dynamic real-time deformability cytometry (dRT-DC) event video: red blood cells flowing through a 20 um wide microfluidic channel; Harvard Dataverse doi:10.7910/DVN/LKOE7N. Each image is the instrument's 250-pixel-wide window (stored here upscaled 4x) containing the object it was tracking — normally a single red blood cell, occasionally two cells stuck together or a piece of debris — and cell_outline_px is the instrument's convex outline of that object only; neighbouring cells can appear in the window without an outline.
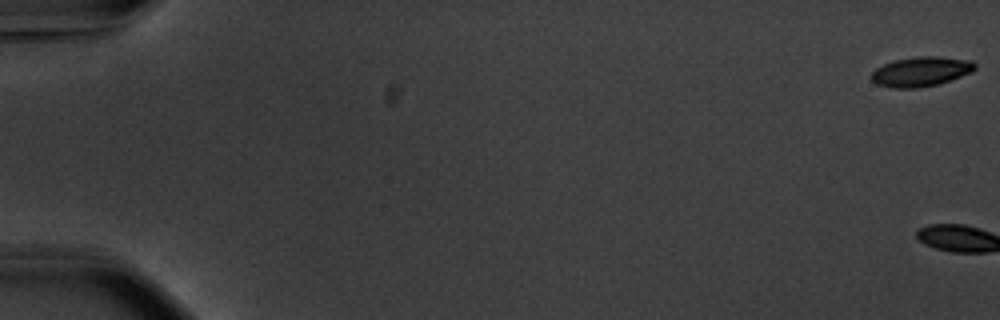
{"species": "common noctule bat (a hibernating species)", "species_latin": "Nyctalus noctula", "temperature_condition": "warm", "stored_images_in_passage": 3, "camera_frame_rate_fps": 3000, "um_per_image_px": 0.085, "animal": {"sex": "male", "body_mass_g": 20.1, "forearm_length_mm": 53.5}, "frame": {"image": 1, "passage_image": 1, "time_ms": 0.0, "image_size_px": [1000, 320], "cell_outline_px": [[976, 68], [972, 72], [940, 84], [920, 88], [892, 88], [876, 84], [872, 80], [872, 72], [876, 68], [884, 64], [896, 60], [920, 56], [936, 56], [972, 60], [976, 64]], "centroid_in_image_um": [78.31, 6.09], "position_along_channel_um": 6.7, "area_um2": 17.98}}